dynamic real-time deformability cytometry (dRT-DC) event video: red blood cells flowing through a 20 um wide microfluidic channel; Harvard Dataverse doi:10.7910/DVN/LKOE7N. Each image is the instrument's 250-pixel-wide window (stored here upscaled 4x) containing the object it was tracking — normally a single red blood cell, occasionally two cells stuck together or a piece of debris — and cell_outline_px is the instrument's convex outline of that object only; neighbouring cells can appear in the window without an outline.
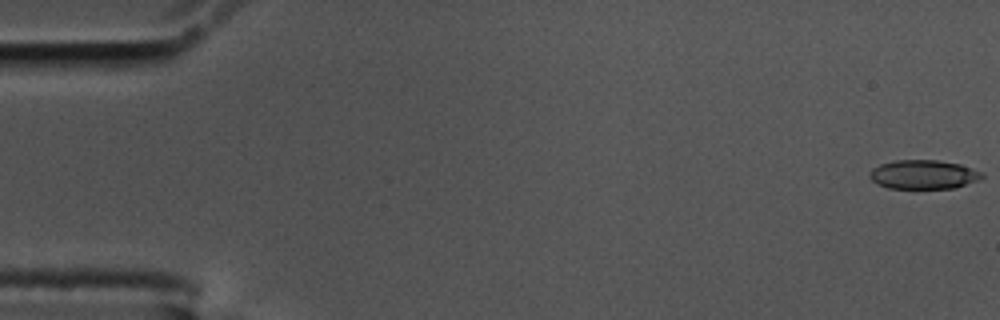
{"species": "common noctule bat (a hibernating species)", "species_latin": "Nyctalus noctula", "temperature_condition": "cold", "stored_images_in_passage": 42, "camera_frame_rate_fps": 3000, "um_per_image_px": 0.085, "animal": {"sex": "male", "body_mass_g": 17.5, "forearm_length_mm": 52.3}, "frame": {"image": 1, "passage_image": 1, "time_ms": 0.0, "image_size_px": [1000, 320], "cell_outline_px": [[984, 176], [980, 180], [956, 188], [888, 188], [876, 184], [868, 176], [872, 168], [880, 164], [896, 160], [936, 160], [960, 164], [984, 172]], "centroid_in_image_um": [78.51, 14.83], "position_along_channel_um": 6.5, "area_um2": 19.19}}
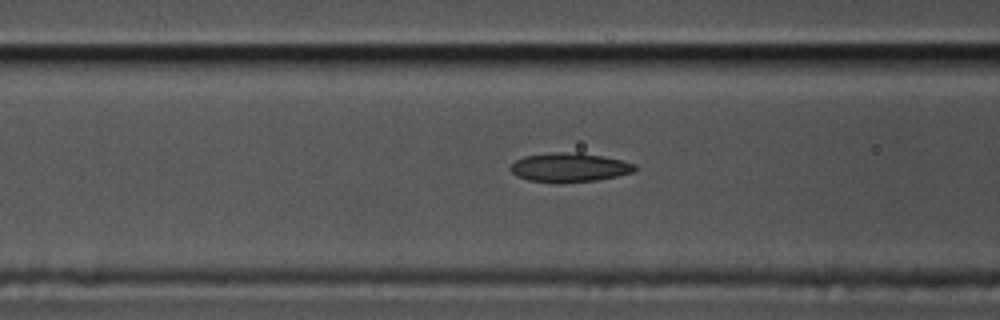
{"frame": {"image": 2, "passage_image": 23, "time_ms": 7.333, "image_size_px": [1000, 320], "cell_outline_px": [[636, 172], [596, 180], [560, 184], [556, 184], [528, 180], [516, 176], [508, 168], [516, 160], [524, 156], [552, 152], [580, 152], [620, 160], [636, 164]], "centroid_in_image_um": [48.37, 14.25], "position_along_channel_um": 118.2, "area_um2": 21.39}}
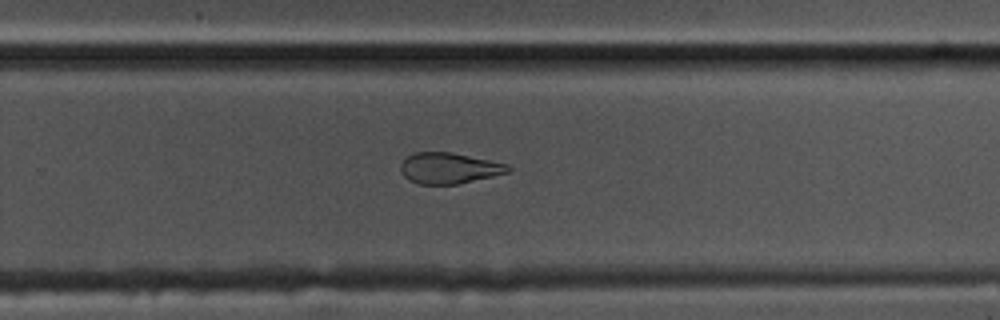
{"frame": {"image": 3, "passage_image": 38, "time_ms": 12.333, "image_size_px": [1000, 320], "cell_outline_px": [[512, 168], [508, 172], [492, 176], [456, 184], [420, 184], [408, 180], [400, 172], [400, 164], [408, 156], [416, 152], [452, 152], [508, 164]], "centroid_in_image_um": [38.14, 14.29], "position_along_channel_um": 291.7, "area_um2": 19.25}}